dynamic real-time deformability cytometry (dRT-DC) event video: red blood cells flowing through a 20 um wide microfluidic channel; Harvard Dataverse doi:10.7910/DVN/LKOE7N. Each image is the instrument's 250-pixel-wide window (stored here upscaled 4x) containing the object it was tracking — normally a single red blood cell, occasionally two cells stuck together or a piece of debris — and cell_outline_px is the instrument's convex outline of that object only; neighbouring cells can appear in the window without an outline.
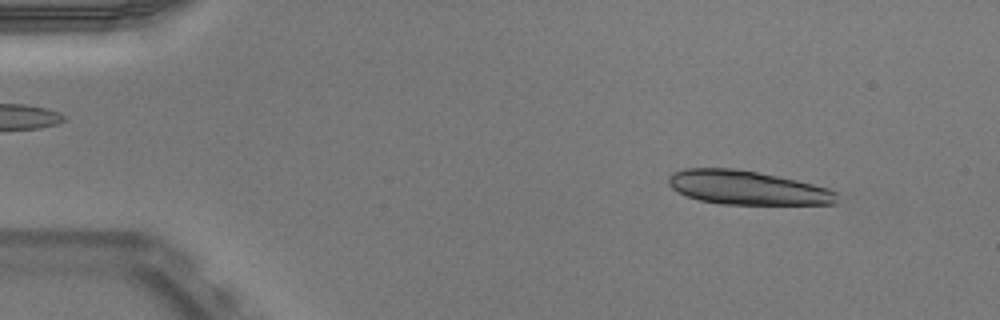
{"species": "Egyptian fruit bat (a non-hibernating species)", "species_latin": "Rousettus aegyptiacus", "temperature_condition": "warm", "stored_images_in_passage": 49, "camera_frame_rate_fps": 3000, "um_per_image_px": 0.085, "animal": {"sex": "male"}, "frame": {"image": 1, "passage_image": 5, "time_ms": 1.333, "image_size_px": [1000, 320], "cell_outline_px": [[840, 204], [720, 204], [700, 200], [676, 192], [668, 184], [668, 176], [672, 172], [684, 168], [732, 168], [756, 172], [796, 180], [828, 188], [836, 192]], "centroid_in_image_um": [63.49, 15.96], "position_along_channel_um": 21.5, "area_um2": 33.29}}
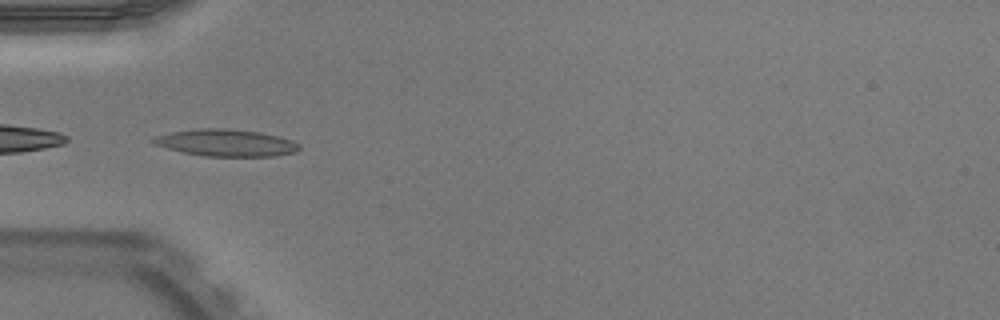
{"frame": {"image": 2, "passage_image": 16, "time_ms": 5.0, "image_size_px": [1000, 320], "cell_outline_px": [[300, 148], [296, 152], [276, 156], [204, 156], [184, 152], [168, 148], [156, 144], [152, 140], [156, 136], [172, 132], [200, 128], [220, 128], [260, 132], [292, 140], [300, 144]], "centroid_in_image_um": [19.27, 12.14], "position_along_channel_um": 65.7, "area_um2": 22.6}, "authors_computed_cell_mechanics": {"area_um2": 26.4146, "velocity_mm_per_s": 3.9813, "shape_relaxation_time_tau1_ms": 9.4053, "shape_relaxation_time_tau2_ms": 2.2591, "deformation_change_tau1": 0.2739, "deformation_change_tau2": 0.1044}}